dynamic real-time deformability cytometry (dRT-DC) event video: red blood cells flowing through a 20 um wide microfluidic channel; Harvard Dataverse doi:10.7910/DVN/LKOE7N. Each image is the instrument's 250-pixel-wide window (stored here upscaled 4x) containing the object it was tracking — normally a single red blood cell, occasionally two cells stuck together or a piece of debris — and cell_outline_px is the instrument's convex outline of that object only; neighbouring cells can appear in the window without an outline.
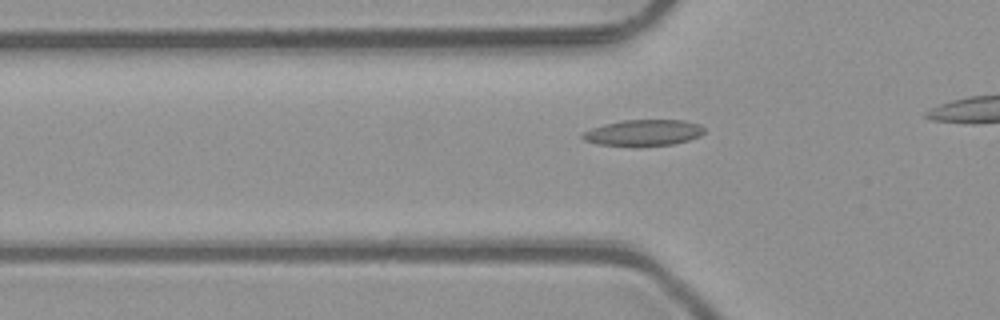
{"species": "common noctule bat (a hibernating species)", "species_latin": "Nyctalus noctula", "temperature_condition": "room temperature", "stored_images_in_passage": 8, "camera_frame_rate_fps": 3000, "um_per_image_px": 0.085, "animal": {"sex": "male", "body_mass_g": 23.1, "forearm_length_mm": 52.7}, "frame": {"image": 1, "passage_image": 2, "time_ms": 0.333, "image_size_px": [1000, 320], "cell_outline_px": [[704, 132], [700, 136], [688, 140], [672, 144], [640, 148], [636, 148], [600, 144], [584, 140], [580, 136], [584, 132], [592, 128], [604, 124], [620, 120], [684, 120], [700, 124], [704, 128]], "centroid_in_image_um": [54.69, 11.3], "position_along_channel_um": 71.1, "area_um2": 19.02}}
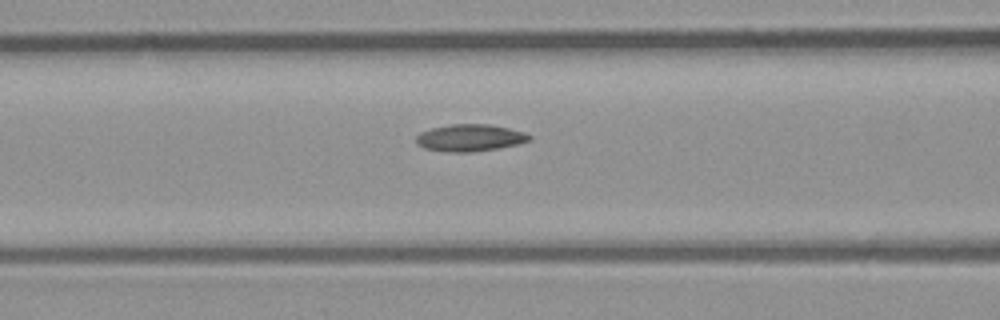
{"frame": {"image": 2, "passage_image": 6, "time_ms": 1.667, "image_size_px": [1000, 320], "cell_outline_px": [[532, 136], [528, 140], [516, 144], [496, 148], [468, 152], [452, 152], [424, 148], [416, 144], [416, 136], [420, 132], [432, 128], [448, 124], [488, 124], [508, 128], [524, 132]], "centroid_in_image_um": [39.89, 11.7], "position_along_channel_um": 126.7, "area_um2": 17.57}}